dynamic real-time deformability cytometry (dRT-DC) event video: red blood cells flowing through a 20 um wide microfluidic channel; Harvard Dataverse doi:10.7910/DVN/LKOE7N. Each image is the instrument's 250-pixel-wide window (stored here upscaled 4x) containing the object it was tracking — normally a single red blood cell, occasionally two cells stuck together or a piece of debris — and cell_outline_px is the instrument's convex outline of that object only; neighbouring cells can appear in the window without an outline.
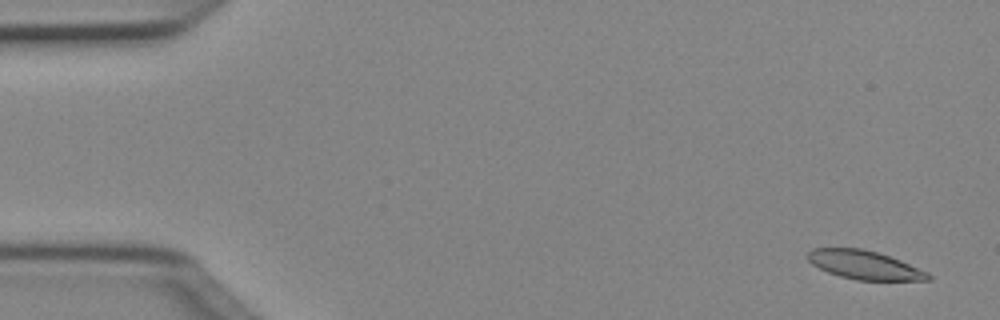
{"species": "Egyptian fruit bat (a non-hibernating species)", "species_latin": "Rousettus aegyptiacus", "temperature_condition": "cold", "stored_images_in_passage": 51, "camera_frame_rate_fps": 3000, "um_per_image_px": 0.085, "animal": {"sex": "female"}, "frame": {"image": 1, "passage_image": 3, "time_ms": 0.667, "image_size_px": [1000, 320], "cell_outline_px": [[932, 280], [856, 280], [840, 276], [828, 272], [812, 264], [808, 260], [808, 252], [812, 248], [860, 248], [876, 252], [900, 260], [928, 272], [932, 276]], "centroid_in_image_um": [73.49, 22.52], "position_along_channel_um": 11.5, "area_um2": 19.94}}
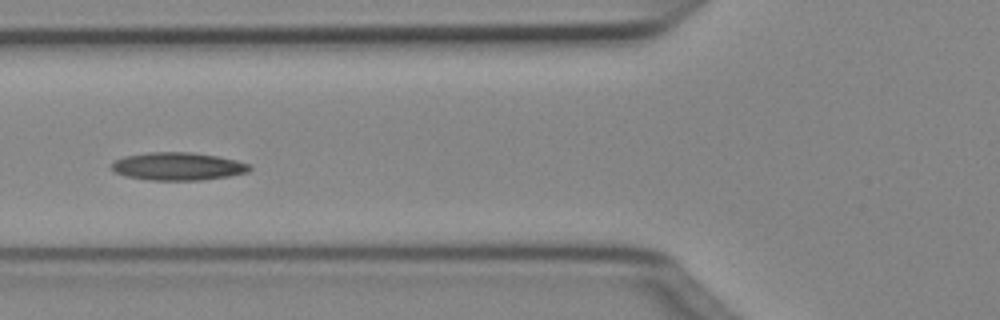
{"frame": {"image": 2, "passage_image": 20, "time_ms": 6.333, "image_size_px": [1000, 320], "cell_outline_px": [[252, 168], [248, 172], [228, 176], [200, 180], [152, 180], [124, 176], [112, 172], [112, 164], [116, 160], [124, 156], [148, 152], [192, 152], [216, 156], [236, 160], [248, 164]], "centroid_in_image_um": [15.09, 14.14], "position_along_channel_um": 110.7, "area_um2": 22.37}}
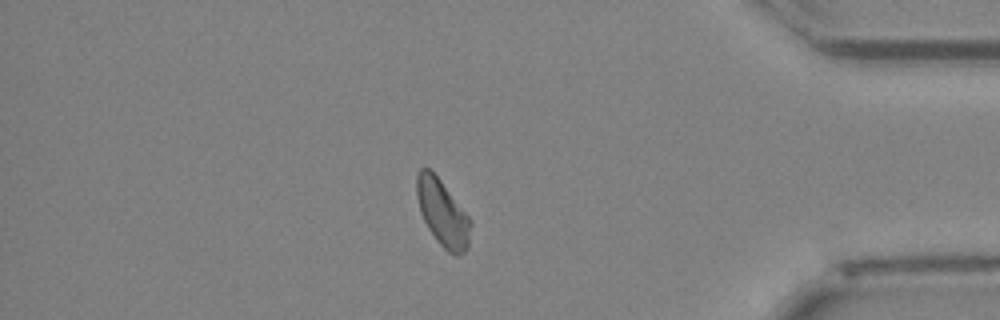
{"frame": {"image": 3, "passage_image": 44, "time_ms": 14.333, "image_size_px": [1000, 320], "cell_outline_px": [[472, 224], [468, 248], [460, 256], [456, 256], [448, 252], [436, 240], [428, 228], [420, 212], [416, 196], [416, 176], [420, 168], [428, 168], [440, 180], [472, 220]], "centroid_in_image_um": [37.63, 18.14], "position_along_channel_um": 397.6, "area_um2": 20.92}, "authors_computed_cell_mechanics": {"area_um2": 21.0392, "velocity_mm_per_s": 3.9915, "shape_relaxation_time_tau1_ms": 8.9339, "shape_relaxation_time_tau2_ms": 11.2303, "deformation_change_tau1": 0.149, "deformation_change_tau2": 0.1955}}